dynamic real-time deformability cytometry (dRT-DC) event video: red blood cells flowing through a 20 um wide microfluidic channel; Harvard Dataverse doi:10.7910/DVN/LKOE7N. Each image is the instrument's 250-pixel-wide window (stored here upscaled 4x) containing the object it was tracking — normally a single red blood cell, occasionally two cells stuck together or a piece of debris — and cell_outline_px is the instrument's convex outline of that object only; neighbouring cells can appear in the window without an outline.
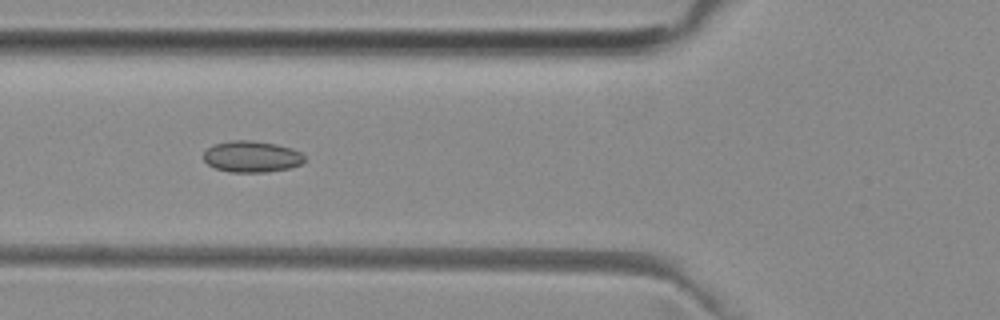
{"species": "common noctule bat (a hibernating species)", "species_latin": "Nyctalus noctula", "temperature_condition": "room temperature", "stored_images_in_passage": 37, "camera_frame_rate_fps": 3000, "um_per_image_px": 0.085, "animal": {"sex": "female", "body_mass_g": 29.2, "forearm_length_mm": 56.3}, "frame": {"image": 1, "passage_image": 8, "time_ms": 2.333, "image_size_px": [1000, 320], "cell_outline_px": [[304, 160], [300, 164], [288, 168], [268, 172], [228, 172], [216, 168], [208, 164], [204, 160], [204, 152], [208, 148], [216, 144], [232, 140], [252, 140], [276, 144], [292, 148], [300, 152], [304, 156]], "centroid_in_image_um": [21.39, 13.31], "position_along_channel_um": 104.4, "area_um2": 18.32}}
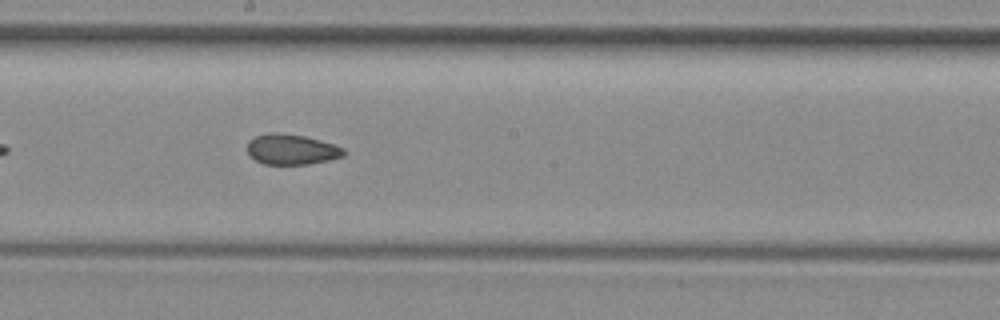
{"frame": {"image": 2, "passage_image": 17, "time_ms": 5.333, "image_size_px": [1000, 320], "cell_outline_px": [[344, 156], [328, 160], [308, 164], [264, 164], [256, 160], [248, 152], [248, 140], [256, 136], [268, 132], [280, 132], [304, 136], [320, 140], [344, 148]], "centroid_in_image_um": [24.77, 12.69], "position_along_channel_um": 223.4, "area_um2": 16.99}}
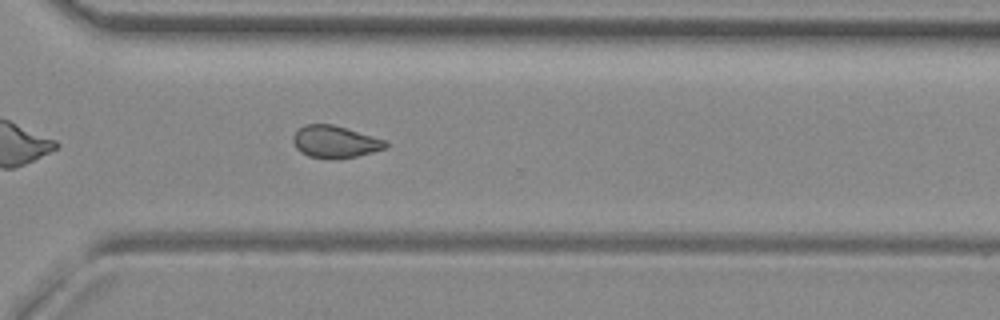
{"frame": {"image": 3, "passage_image": 26, "time_ms": 8.333, "image_size_px": [1000, 320], "cell_outline_px": [[388, 148], [356, 156], [332, 160], [308, 156], [300, 152], [296, 148], [292, 140], [292, 136], [304, 124], [332, 124], [384, 140], [388, 144]], "centroid_in_image_um": [28.44, 12.07], "position_along_channel_um": 342.2, "area_um2": 17.28}, "authors_computed_cell_mechanics": {"area_um2": 17.4556, "velocity_mm_per_s": 3.9678, "shape_relaxation_time_tau1_ms": null, "shape_relaxation_time_tau2_ms": 3.0283, "deformation_change_tau1": null, "deformation_change_tau2": 0.0793}}